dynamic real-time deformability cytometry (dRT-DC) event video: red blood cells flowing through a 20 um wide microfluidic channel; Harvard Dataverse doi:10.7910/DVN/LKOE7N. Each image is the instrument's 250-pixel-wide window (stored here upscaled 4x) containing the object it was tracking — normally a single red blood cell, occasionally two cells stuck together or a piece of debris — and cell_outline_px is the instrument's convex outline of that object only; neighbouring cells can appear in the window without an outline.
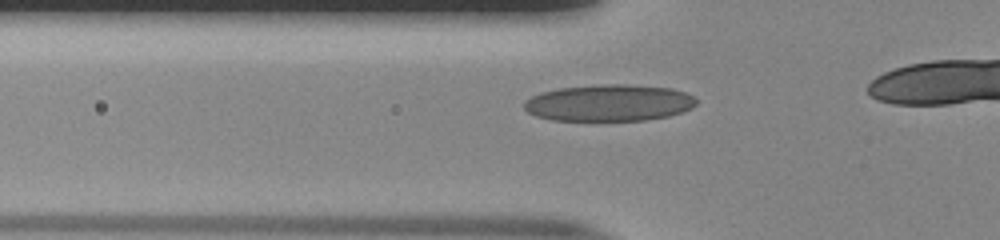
{"species": "human", "species_latin": "Homo sapiens", "temperature_condition": "room temperature", "stored_images_in_passage": 19, "camera_frame_rate_fps": 3000, "um_per_image_px": 0.085, "donor": {"sex": "male"}, "frame": {"image": 1, "passage_image": 13, "time_ms": 4.0, "image_size_px": [1000, 240], "cell_outline_px": [[696, 104], [692, 108], [668, 116], [644, 120], [552, 120], [536, 116], [528, 112], [524, 108], [524, 100], [540, 92], [560, 88], [600, 84], [624, 84], [672, 88], [684, 92], [692, 96], [696, 100]], "centroid_in_image_um": [51.74, 8.74], "position_along_channel_um": 74.1, "area_um2": 36.7}}
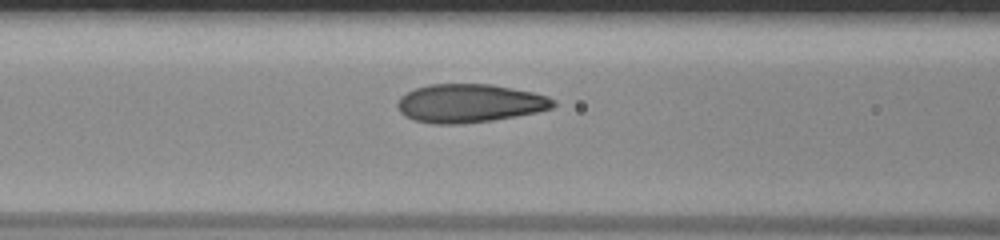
{"frame": {"image": 2, "passage_image": 17, "time_ms": 5.333, "image_size_px": [1000, 240], "cell_outline_px": [[556, 104], [552, 108], [536, 112], [516, 116], [492, 120], [464, 124], [432, 124], [412, 120], [404, 116], [400, 112], [396, 104], [400, 96], [416, 88], [428, 84], [492, 84], [532, 92], [548, 96], [556, 100]], "centroid_in_image_um": [39.89, 8.78], "position_along_channel_um": 126.7, "area_um2": 35.14}}